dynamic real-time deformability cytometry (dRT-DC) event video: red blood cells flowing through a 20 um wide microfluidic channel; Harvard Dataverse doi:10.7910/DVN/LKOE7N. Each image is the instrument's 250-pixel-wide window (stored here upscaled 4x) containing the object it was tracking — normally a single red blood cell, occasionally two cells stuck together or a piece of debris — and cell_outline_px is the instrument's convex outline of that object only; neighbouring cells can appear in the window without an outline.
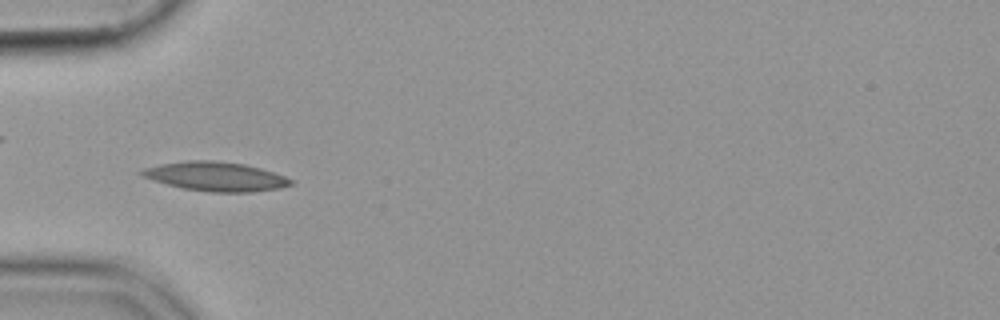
{"species": "common noctule bat (a hibernating species)", "species_latin": "Nyctalus noctula", "temperature_condition": "cold", "stored_images_in_passage": 44, "camera_frame_rate_fps": 3000, "um_per_image_px": 0.085, "animal": {"sex": "female", "body_mass_g": 19.9}, "frame": {"image": 1, "passage_image": 7, "time_ms": 2.0, "image_size_px": [1000, 320], "cell_outline_px": [[292, 184], [280, 188], [252, 192], [208, 192], [180, 188], [140, 176], [136, 172], [144, 168], [160, 164], [188, 160], [212, 160], [244, 164], [260, 168], [284, 176], [292, 180]], "centroid_in_image_um": [18.27, 15.0], "position_along_channel_um": 66.7, "area_um2": 25.37}}
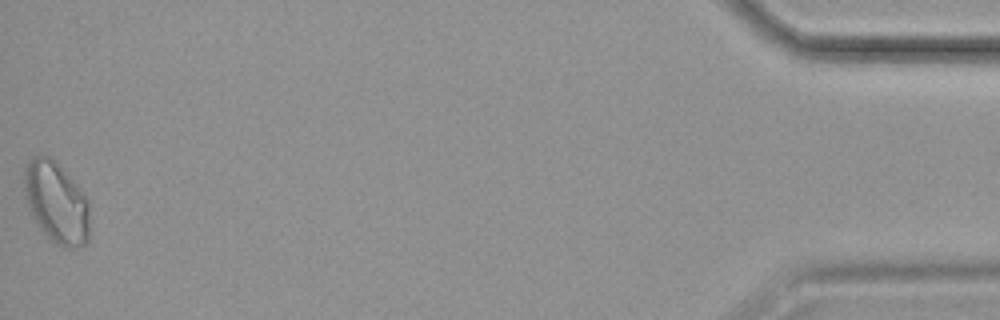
{"frame": {"image": 2, "passage_image": 44, "time_ms": 14.333, "image_size_px": [1000, 320], "cell_outline_px": [[88, 240], [84, 244], [76, 248], [60, 248], [40, 228], [28, 212], [24, 192], [24, 168], [32, 156], [48, 156], [56, 164], [88, 200]], "centroid_in_image_um": [4.74, 17.27], "position_along_channel_um": 430.5, "area_um2": 30.46}}